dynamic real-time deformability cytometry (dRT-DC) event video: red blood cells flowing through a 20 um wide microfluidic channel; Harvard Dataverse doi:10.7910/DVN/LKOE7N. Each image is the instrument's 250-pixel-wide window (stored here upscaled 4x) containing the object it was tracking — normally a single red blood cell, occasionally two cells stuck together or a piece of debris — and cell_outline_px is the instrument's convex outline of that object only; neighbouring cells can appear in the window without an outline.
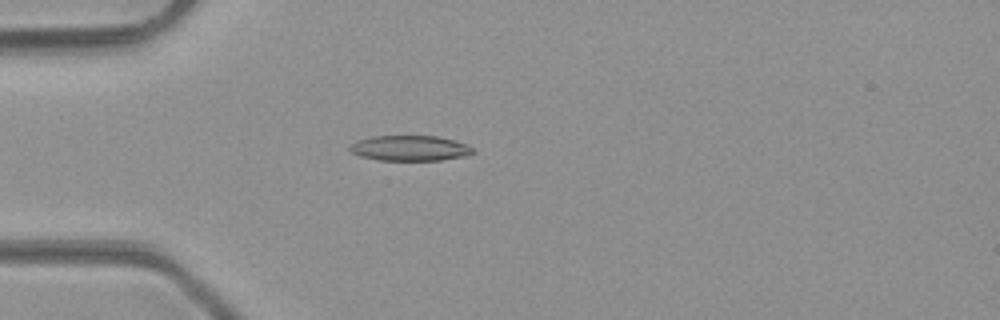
{"species": "common noctule bat (a hibernating species)", "species_latin": "Nyctalus noctula", "temperature_condition": "room temperature", "stored_images_in_passage": 38, "camera_frame_rate_fps": 3000, "um_per_image_px": 0.085, "animal": {"sex": "male", "body_mass_g": 23.1, "forearm_length_mm": 52.7}, "frame": {"image": 1, "passage_image": 3, "time_ms": 0.667, "image_size_px": [1000, 320], "cell_outline_px": [[476, 152], [468, 156], [440, 160], [380, 160], [360, 156], [352, 152], [348, 148], [348, 144], [356, 140], [372, 136], [440, 136], [464, 144], [472, 148]], "centroid_in_image_um": [34.81, 12.59], "position_along_channel_um": 50.2, "area_um2": 18.26}}
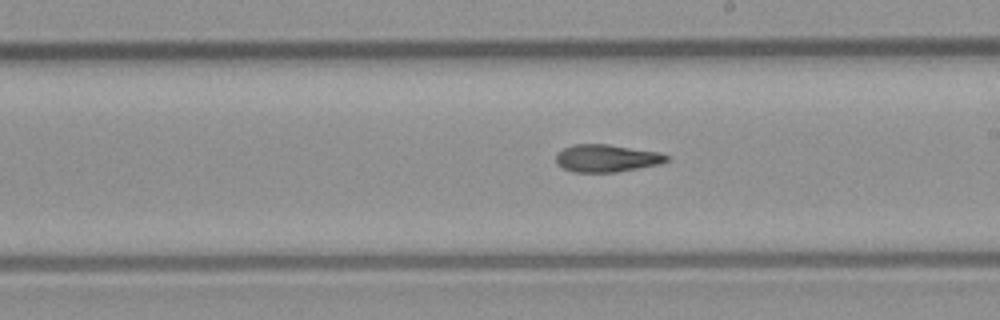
{"frame": {"image": 2, "passage_image": 17, "time_ms": 5.333, "image_size_px": [1000, 320], "cell_outline_px": [[668, 160], [660, 164], [616, 172], [572, 172], [556, 164], [556, 152], [572, 144], [608, 144], [660, 152], [668, 156]], "centroid_in_image_um": [51.53, 13.44], "position_along_channel_um": 237.5, "area_um2": 17.8}}
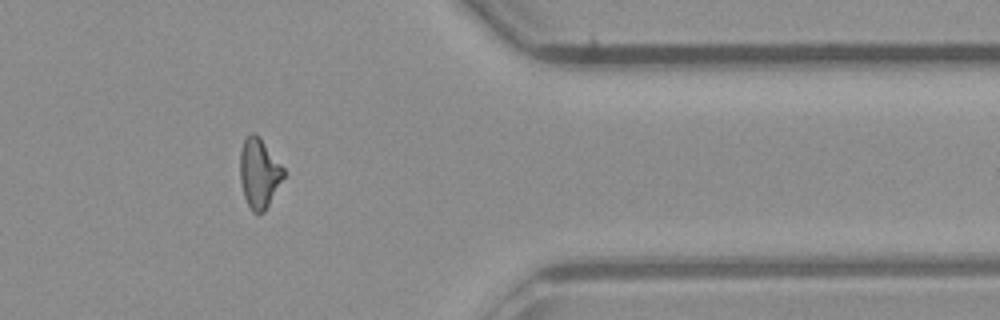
{"frame": {"image": 3, "passage_image": 29, "time_ms": 9.333, "image_size_px": [1000, 320], "cell_outline_px": [[284, 176], [264, 212], [252, 212], [244, 196], [240, 180], [240, 152], [244, 140], [252, 132], [256, 132], [260, 136], [284, 168]], "centroid_in_image_um": [22.01, 14.68], "position_along_channel_um": 389.4, "area_um2": 17.51}}